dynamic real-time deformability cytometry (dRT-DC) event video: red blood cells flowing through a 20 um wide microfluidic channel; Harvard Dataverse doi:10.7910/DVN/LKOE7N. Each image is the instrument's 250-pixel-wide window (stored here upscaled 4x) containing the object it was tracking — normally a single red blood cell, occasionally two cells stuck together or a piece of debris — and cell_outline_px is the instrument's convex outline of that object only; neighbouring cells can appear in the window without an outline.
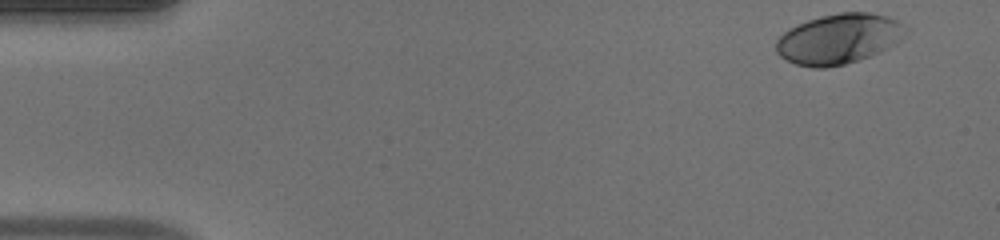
{"species": "human", "species_latin": "Homo sapiens", "temperature_condition": "warm", "stored_images_in_passage": 40, "camera_frame_rate_fps": 3000, "um_per_image_px": 0.085, "donor": {"sex": "male"}, "frame": {"image": 1, "passage_image": 1, "time_ms": 0.0, "image_size_px": [1000, 240], "cell_outline_px": [[912, 28], [896, 44], [880, 52], [844, 64], [824, 68], [812, 68], [796, 64], [780, 56], [776, 52], [776, 40], [788, 28], [796, 24], [820, 16], [840, 12], [872, 12], [888, 16]], "centroid_in_image_um": [71.33, 3.28], "position_along_channel_um": 13.7, "area_um2": 38.21}}
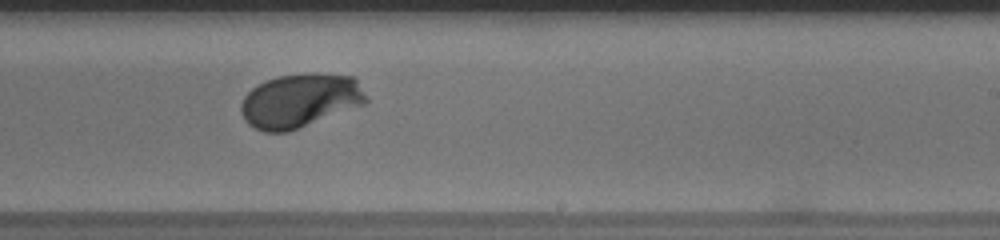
{"frame": {"image": 2, "passage_image": 28, "time_ms": 9.0, "image_size_px": [1000, 240], "cell_outline_px": [[368, 100], [364, 104], [288, 132], [264, 132], [248, 124], [244, 120], [240, 112], [240, 104], [244, 96], [252, 88], [276, 76], [304, 72], [316, 72], [356, 76]], "centroid_in_image_um": [25.5, 8.53], "position_along_channel_um": 263.5, "area_um2": 39.65}}
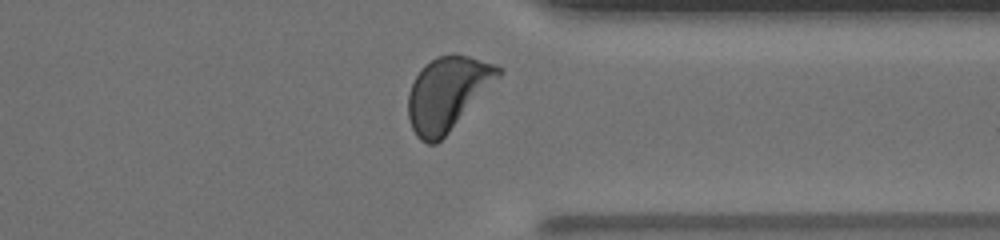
{"frame": {"image": 3, "passage_image": 36, "time_ms": 11.667, "image_size_px": [1000, 240], "cell_outline_px": [[504, 72], [448, 132], [436, 144], [428, 144], [420, 140], [416, 136], [408, 120], [408, 96], [412, 84], [416, 76], [436, 56], [468, 56], [496, 64], [504, 68]], "centroid_in_image_um": [38.03, 7.97], "position_along_channel_um": 373.4, "area_um2": 37.8}, "authors_computed_cell_mechanics": {"area_um2": 37.4544, "velocity_mm_per_s": 4.1859, "shape_relaxation_time_tau1_ms": 2.8167, "shape_relaxation_time_tau2_ms": null, "deformation_change_tau1": 0.1896, "deformation_change_tau2": null}}